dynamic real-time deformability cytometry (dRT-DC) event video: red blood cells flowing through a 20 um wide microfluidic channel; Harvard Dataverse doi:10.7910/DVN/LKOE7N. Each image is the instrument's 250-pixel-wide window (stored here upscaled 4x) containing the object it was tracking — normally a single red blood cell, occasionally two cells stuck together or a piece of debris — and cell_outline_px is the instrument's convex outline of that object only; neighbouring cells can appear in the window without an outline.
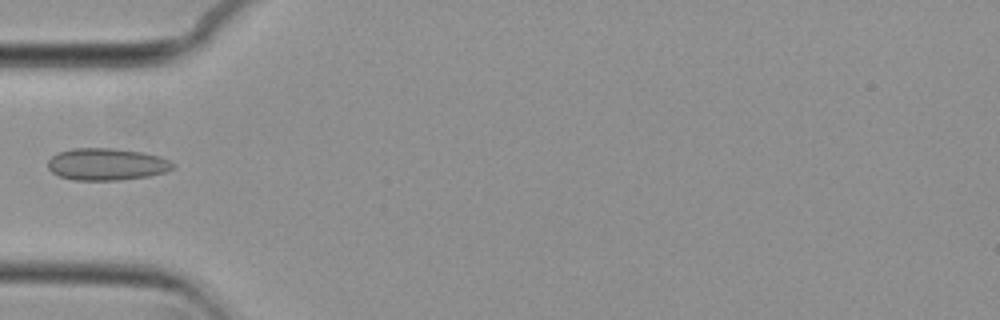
{"species": "common noctule bat (a hibernating species)", "species_latin": "Nyctalus noctula", "temperature_condition": "cold", "stored_images_in_passage": 38, "camera_frame_rate_fps": 3000, "um_per_image_px": 0.085, "animal": {"sex": "female", "body_mass_g": 29.2, "forearm_length_mm": 56.3}, "frame": {"image": 1, "passage_image": 1, "time_ms": 0.0, "image_size_px": [1000, 320], "cell_outline_px": [[176, 168], [164, 172], [148, 176], [116, 180], [72, 180], [60, 176], [52, 172], [48, 168], [48, 160], [52, 156], [60, 152], [72, 148], [112, 148], [144, 152], [160, 156], [176, 164]], "centroid_in_image_um": [9.09, 13.95], "position_along_channel_um": 75.9, "area_um2": 23.41}}
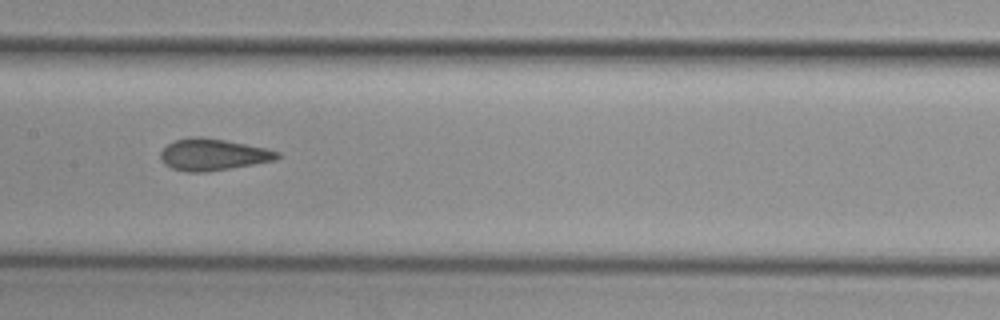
{"frame": {"image": 2, "passage_image": 10, "time_ms": 3.0, "image_size_px": [1000, 320], "cell_outline_px": [[280, 156], [272, 160], [252, 164], [204, 172], [188, 172], [172, 168], [164, 164], [160, 160], [160, 152], [168, 144], [176, 140], [192, 136], [200, 136], [224, 140], [268, 148], [280, 152]], "centroid_in_image_um": [18.06, 13.13], "position_along_channel_um": 189.3, "area_um2": 21.33}}
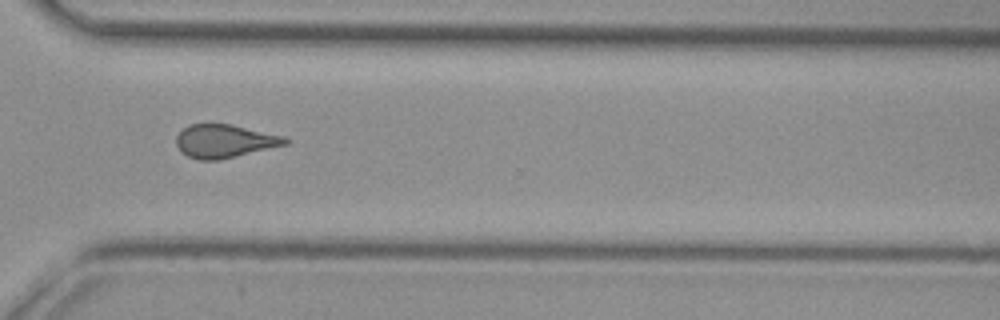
{"frame": {"image": 3, "passage_image": 23, "time_ms": 7.333, "image_size_px": [1000, 320], "cell_outline_px": [[292, 140], [288, 144], [220, 160], [200, 160], [188, 156], [180, 152], [176, 144], [176, 136], [188, 124], [232, 124], [284, 136]], "centroid_in_image_um": [19.1, 11.99], "position_along_channel_um": 351.5, "area_um2": 21.27}}